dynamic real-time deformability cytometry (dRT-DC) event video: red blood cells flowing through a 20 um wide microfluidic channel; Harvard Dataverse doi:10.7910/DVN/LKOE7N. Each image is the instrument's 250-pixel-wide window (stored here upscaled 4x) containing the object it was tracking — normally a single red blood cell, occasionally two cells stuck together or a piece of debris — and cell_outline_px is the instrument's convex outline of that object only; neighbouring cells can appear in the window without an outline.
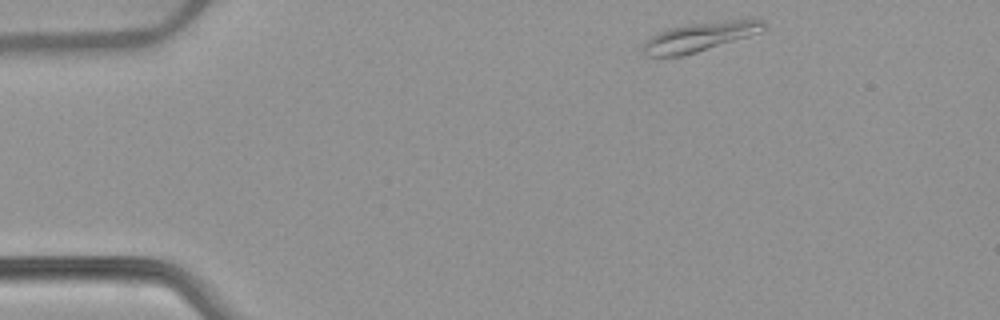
{"species": "common noctule bat (a hibernating species)", "species_latin": "Nyctalus noctula", "temperature_condition": "warm", "stored_images_in_passage": 46, "camera_frame_rate_fps": 3000, "um_per_image_px": 0.085, "animal": {"sex": "female", "body_mass_g": 22.7, "forearm_length_mm": 54.2}, "frame": {"image": 1, "passage_image": 1, "time_ms": 0.0, "image_size_px": [1000, 320], "cell_outline_px": [[764, 28], [760, 32], [748, 36], [696, 52], [680, 56], [644, 56], [644, 44], [656, 32], [668, 28], [688, 24], [752, 16], [756, 16], [764, 20]], "centroid_in_image_um": [59.57, 3.07], "position_along_channel_um": 25.4, "area_um2": 20.75}}
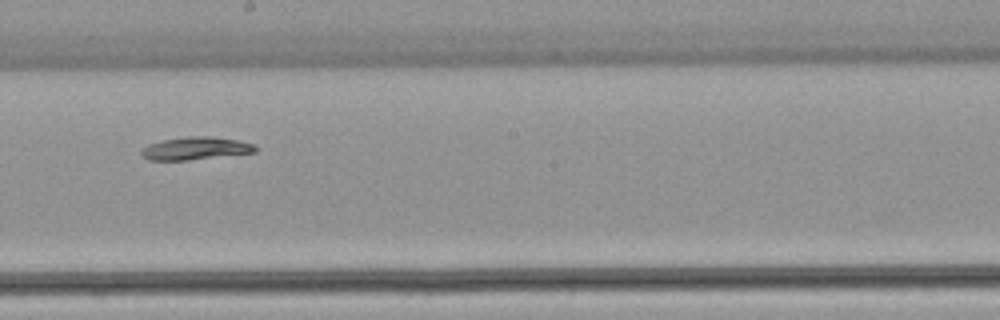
{"frame": {"image": 2, "passage_image": 23, "time_ms": 7.333, "image_size_px": [1000, 320], "cell_outline_px": [[256, 152], [188, 160], [148, 160], [140, 156], [140, 148], [148, 144], [160, 140], [188, 136], [208, 136], [236, 140], [256, 144]], "centroid_in_image_um": [16.55, 12.61], "position_along_channel_um": 231.7, "area_um2": 15.26}}
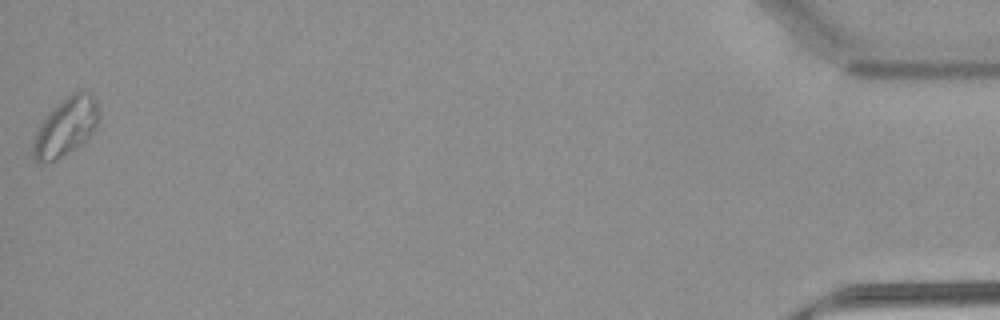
{"frame": {"image": 3, "passage_image": 46, "time_ms": 15.0, "image_size_px": [1000, 320], "cell_outline_px": [[100, 120], [96, 128], [80, 144], [60, 156], [52, 160], [40, 164], [36, 164], [32, 156], [32, 140], [40, 124], [72, 92], [92, 92], [96, 100], [100, 116]], "centroid_in_image_um": [5.6, 10.8], "position_along_channel_um": 429.6, "area_um2": 21.73}, "authors_computed_cell_mechanics": {"area_um2": 16.5886, "velocity_mm_per_s": 3.8395, "shape_relaxation_time_tau1_ms": 8.7193, "shape_relaxation_time_tau2_ms": null, "deformation_change_tau1": 0.1549, "deformation_change_tau2": null}}